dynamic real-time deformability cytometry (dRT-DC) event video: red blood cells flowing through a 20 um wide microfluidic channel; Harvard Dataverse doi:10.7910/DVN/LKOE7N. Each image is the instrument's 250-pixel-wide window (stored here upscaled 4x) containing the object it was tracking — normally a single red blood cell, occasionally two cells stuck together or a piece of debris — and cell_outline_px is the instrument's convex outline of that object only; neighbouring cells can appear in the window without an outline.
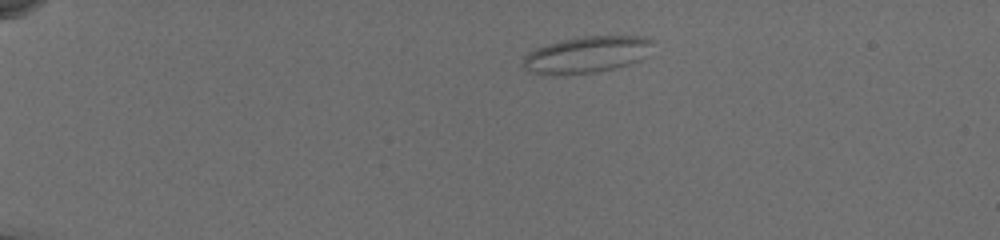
{"species": "common noctule bat (a hibernating species)", "species_latin": "Nyctalus noctula", "temperature_condition": "cold", "stored_images_in_passage": 46, "camera_frame_rate_fps": 3000, "um_per_image_px": 0.085, "animal": {"sex": "female", "body_mass_g": 19.5, "forearm_length_mm": 54.1}, "frame": {"image": 1, "passage_image": 1, "time_ms": 0.0, "image_size_px": [1000, 240], "cell_outline_px": [[652, 44], [644, 56], [640, 60], [628, 64], [596, 72], [528, 72], [520, 68], [520, 64], [524, 56], [540, 48], [564, 40], [584, 36], [636, 36], [652, 40]], "centroid_in_image_um": [49.88, 4.62], "position_along_channel_um": 35.1, "area_um2": 26.3}}
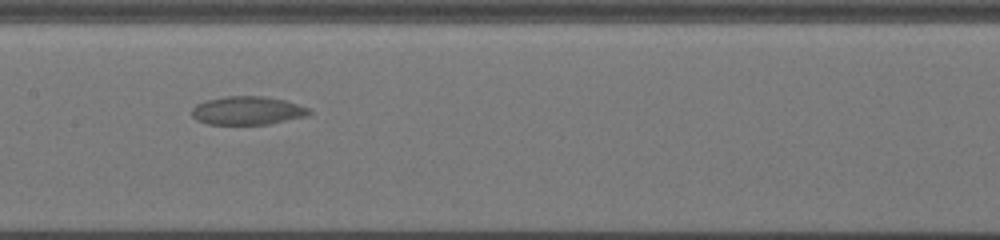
{"frame": {"image": 2, "passage_image": 20, "time_ms": 6.333, "image_size_px": [1000, 240], "cell_outline_px": [[312, 112], [308, 116], [268, 124], [208, 124], [196, 120], [192, 116], [192, 108], [196, 104], [208, 100], [228, 96], [264, 96], [284, 100], [308, 108]], "centroid_in_image_um": [21.03, 9.4], "position_along_channel_um": 186.4, "area_um2": 19.31}}
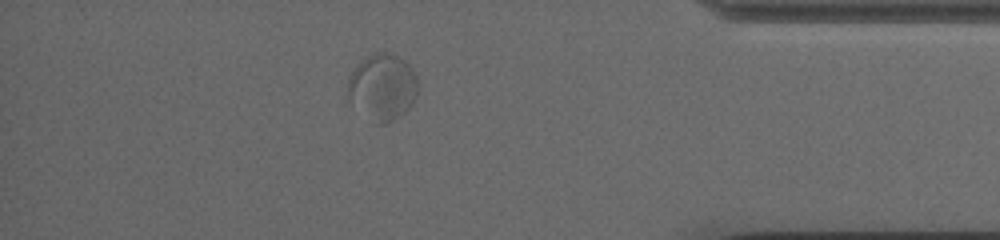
{"frame": {"image": 3, "passage_image": 40, "time_ms": 13.0, "image_size_px": [1000, 240], "cell_outline_px": [[416, 96], [412, 104], [404, 112], [392, 120], [384, 124], [372, 124], [348, 100], [348, 80], [352, 72], [368, 56], [376, 52], [388, 52], [400, 56], [412, 68], [416, 76]], "centroid_in_image_um": [32.5, 7.42], "position_along_channel_um": 402.7, "area_um2": 27.05}}